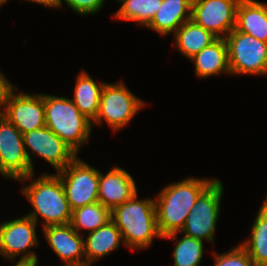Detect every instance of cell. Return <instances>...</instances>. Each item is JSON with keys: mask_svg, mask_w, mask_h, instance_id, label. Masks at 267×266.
Returning <instances> with one entry per match:
<instances>
[{"mask_svg": "<svg viewBox=\"0 0 267 266\" xmlns=\"http://www.w3.org/2000/svg\"><path fill=\"white\" fill-rule=\"evenodd\" d=\"M216 179L185 178L164 187L155 201L157 227L162 238L175 241L199 196Z\"/></svg>", "mask_w": 267, "mask_h": 266, "instance_id": "obj_1", "label": "cell"}, {"mask_svg": "<svg viewBox=\"0 0 267 266\" xmlns=\"http://www.w3.org/2000/svg\"><path fill=\"white\" fill-rule=\"evenodd\" d=\"M137 196L136 193L111 211V220L120 230L123 243L132 250L148 248L153 237L162 238L157 227L155 200H138Z\"/></svg>", "mask_w": 267, "mask_h": 266, "instance_id": "obj_2", "label": "cell"}, {"mask_svg": "<svg viewBox=\"0 0 267 266\" xmlns=\"http://www.w3.org/2000/svg\"><path fill=\"white\" fill-rule=\"evenodd\" d=\"M34 210L26 216L38 223L42 217V227L65 225L71 222L72 210L67 201L63 184L57 174H44L22 188Z\"/></svg>", "mask_w": 267, "mask_h": 266, "instance_id": "obj_3", "label": "cell"}, {"mask_svg": "<svg viewBox=\"0 0 267 266\" xmlns=\"http://www.w3.org/2000/svg\"><path fill=\"white\" fill-rule=\"evenodd\" d=\"M45 126L54 132L77 155L88 141L92 122L70 98L44 94Z\"/></svg>", "mask_w": 267, "mask_h": 266, "instance_id": "obj_4", "label": "cell"}, {"mask_svg": "<svg viewBox=\"0 0 267 266\" xmlns=\"http://www.w3.org/2000/svg\"><path fill=\"white\" fill-rule=\"evenodd\" d=\"M144 104L122 82L105 83L100 95L99 111L92 126L100 125L105 119L114 131H119L129 124Z\"/></svg>", "mask_w": 267, "mask_h": 266, "instance_id": "obj_5", "label": "cell"}, {"mask_svg": "<svg viewBox=\"0 0 267 266\" xmlns=\"http://www.w3.org/2000/svg\"><path fill=\"white\" fill-rule=\"evenodd\" d=\"M231 74L267 75V42L237 31L225 37Z\"/></svg>", "mask_w": 267, "mask_h": 266, "instance_id": "obj_6", "label": "cell"}, {"mask_svg": "<svg viewBox=\"0 0 267 266\" xmlns=\"http://www.w3.org/2000/svg\"><path fill=\"white\" fill-rule=\"evenodd\" d=\"M56 174L63 184L64 192L72 211L76 208L99 202V171L78 158V155Z\"/></svg>", "mask_w": 267, "mask_h": 266, "instance_id": "obj_7", "label": "cell"}, {"mask_svg": "<svg viewBox=\"0 0 267 266\" xmlns=\"http://www.w3.org/2000/svg\"><path fill=\"white\" fill-rule=\"evenodd\" d=\"M223 191L222 182L216 179L199 196L180 232L192 238L213 243Z\"/></svg>", "mask_w": 267, "mask_h": 266, "instance_id": "obj_8", "label": "cell"}, {"mask_svg": "<svg viewBox=\"0 0 267 266\" xmlns=\"http://www.w3.org/2000/svg\"><path fill=\"white\" fill-rule=\"evenodd\" d=\"M0 174L14 180L34 178L23 142V134L0 114Z\"/></svg>", "mask_w": 267, "mask_h": 266, "instance_id": "obj_9", "label": "cell"}, {"mask_svg": "<svg viewBox=\"0 0 267 266\" xmlns=\"http://www.w3.org/2000/svg\"><path fill=\"white\" fill-rule=\"evenodd\" d=\"M36 225L37 223L26 215L2 222L0 224V255L5 259L14 260L15 257L23 254L18 261L38 262L36 253L30 249L39 245Z\"/></svg>", "mask_w": 267, "mask_h": 266, "instance_id": "obj_10", "label": "cell"}, {"mask_svg": "<svg viewBox=\"0 0 267 266\" xmlns=\"http://www.w3.org/2000/svg\"><path fill=\"white\" fill-rule=\"evenodd\" d=\"M239 2L240 0H193L191 20L216 37L225 38L235 28Z\"/></svg>", "mask_w": 267, "mask_h": 266, "instance_id": "obj_11", "label": "cell"}, {"mask_svg": "<svg viewBox=\"0 0 267 266\" xmlns=\"http://www.w3.org/2000/svg\"><path fill=\"white\" fill-rule=\"evenodd\" d=\"M23 142L33 173V162L29 152L35 153L37 157H43L57 172L63 170L77 156L66 143L46 126L23 134ZM27 148H30V151Z\"/></svg>", "mask_w": 267, "mask_h": 266, "instance_id": "obj_12", "label": "cell"}, {"mask_svg": "<svg viewBox=\"0 0 267 266\" xmlns=\"http://www.w3.org/2000/svg\"><path fill=\"white\" fill-rule=\"evenodd\" d=\"M22 134L45 126L44 94L9 93L2 113Z\"/></svg>", "mask_w": 267, "mask_h": 266, "instance_id": "obj_13", "label": "cell"}, {"mask_svg": "<svg viewBox=\"0 0 267 266\" xmlns=\"http://www.w3.org/2000/svg\"><path fill=\"white\" fill-rule=\"evenodd\" d=\"M43 232L50 247L63 260L64 265L86 266L84 239L70 223L46 226Z\"/></svg>", "mask_w": 267, "mask_h": 266, "instance_id": "obj_14", "label": "cell"}, {"mask_svg": "<svg viewBox=\"0 0 267 266\" xmlns=\"http://www.w3.org/2000/svg\"><path fill=\"white\" fill-rule=\"evenodd\" d=\"M137 193L133 177L123 168L114 167L107 174L99 172L98 200L112 211Z\"/></svg>", "mask_w": 267, "mask_h": 266, "instance_id": "obj_15", "label": "cell"}, {"mask_svg": "<svg viewBox=\"0 0 267 266\" xmlns=\"http://www.w3.org/2000/svg\"><path fill=\"white\" fill-rule=\"evenodd\" d=\"M235 29L267 42V4L256 0H240Z\"/></svg>", "mask_w": 267, "mask_h": 266, "instance_id": "obj_16", "label": "cell"}, {"mask_svg": "<svg viewBox=\"0 0 267 266\" xmlns=\"http://www.w3.org/2000/svg\"><path fill=\"white\" fill-rule=\"evenodd\" d=\"M189 60L195 63V74L197 77L207 78L224 72L231 74L228 46L225 38H217Z\"/></svg>", "mask_w": 267, "mask_h": 266, "instance_id": "obj_17", "label": "cell"}, {"mask_svg": "<svg viewBox=\"0 0 267 266\" xmlns=\"http://www.w3.org/2000/svg\"><path fill=\"white\" fill-rule=\"evenodd\" d=\"M193 0H163L160 9L146 26L160 35H167L191 20Z\"/></svg>", "mask_w": 267, "mask_h": 266, "instance_id": "obj_18", "label": "cell"}, {"mask_svg": "<svg viewBox=\"0 0 267 266\" xmlns=\"http://www.w3.org/2000/svg\"><path fill=\"white\" fill-rule=\"evenodd\" d=\"M122 241L121 232L112 220L88 233L86 240L84 239L86 266H91L97 259L117 250Z\"/></svg>", "mask_w": 267, "mask_h": 266, "instance_id": "obj_19", "label": "cell"}, {"mask_svg": "<svg viewBox=\"0 0 267 266\" xmlns=\"http://www.w3.org/2000/svg\"><path fill=\"white\" fill-rule=\"evenodd\" d=\"M104 82L96 83L86 71H82L76 78L74 99H71L80 112L93 122L99 111L100 95Z\"/></svg>", "mask_w": 267, "mask_h": 266, "instance_id": "obj_20", "label": "cell"}, {"mask_svg": "<svg viewBox=\"0 0 267 266\" xmlns=\"http://www.w3.org/2000/svg\"><path fill=\"white\" fill-rule=\"evenodd\" d=\"M175 45L186 58L190 59L218 37L192 20L184 22L174 33Z\"/></svg>", "mask_w": 267, "mask_h": 266, "instance_id": "obj_21", "label": "cell"}, {"mask_svg": "<svg viewBox=\"0 0 267 266\" xmlns=\"http://www.w3.org/2000/svg\"><path fill=\"white\" fill-rule=\"evenodd\" d=\"M241 245L256 266H267V195L251 227L250 239Z\"/></svg>", "mask_w": 267, "mask_h": 266, "instance_id": "obj_22", "label": "cell"}, {"mask_svg": "<svg viewBox=\"0 0 267 266\" xmlns=\"http://www.w3.org/2000/svg\"><path fill=\"white\" fill-rule=\"evenodd\" d=\"M111 220V211L100 202L88 204L72 211L70 224L79 234L81 229L93 232Z\"/></svg>", "mask_w": 267, "mask_h": 266, "instance_id": "obj_23", "label": "cell"}, {"mask_svg": "<svg viewBox=\"0 0 267 266\" xmlns=\"http://www.w3.org/2000/svg\"><path fill=\"white\" fill-rule=\"evenodd\" d=\"M162 2L163 0H123L120 9L113 16L120 20L136 21L146 27Z\"/></svg>", "mask_w": 267, "mask_h": 266, "instance_id": "obj_24", "label": "cell"}, {"mask_svg": "<svg viewBox=\"0 0 267 266\" xmlns=\"http://www.w3.org/2000/svg\"><path fill=\"white\" fill-rule=\"evenodd\" d=\"M182 234L174 247L172 266H199L204 253L203 241Z\"/></svg>", "mask_w": 267, "mask_h": 266, "instance_id": "obj_25", "label": "cell"}, {"mask_svg": "<svg viewBox=\"0 0 267 266\" xmlns=\"http://www.w3.org/2000/svg\"><path fill=\"white\" fill-rule=\"evenodd\" d=\"M214 256L216 261L214 266H256L241 244L223 254L214 252Z\"/></svg>", "mask_w": 267, "mask_h": 266, "instance_id": "obj_26", "label": "cell"}, {"mask_svg": "<svg viewBox=\"0 0 267 266\" xmlns=\"http://www.w3.org/2000/svg\"><path fill=\"white\" fill-rule=\"evenodd\" d=\"M64 2L76 13L89 15L97 13L105 0H64Z\"/></svg>", "mask_w": 267, "mask_h": 266, "instance_id": "obj_27", "label": "cell"}, {"mask_svg": "<svg viewBox=\"0 0 267 266\" xmlns=\"http://www.w3.org/2000/svg\"><path fill=\"white\" fill-rule=\"evenodd\" d=\"M14 88L15 87L5 78L3 73L0 72V114L3 113L2 109L5 108L8 95Z\"/></svg>", "mask_w": 267, "mask_h": 266, "instance_id": "obj_28", "label": "cell"}, {"mask_svg": "<svg viewBox=\"0 0 267 266\" xmlns=\"http://www.w3.org/2000/svg\"><path fill=\"white\" fill-rule=\"evenodd\" d=\"M26 1H32L34 3L42 4L47 7H53V8H60L62 4V0H26Z\"/></svg>", "mask_w": 267, "mask_h": 266, "instance_id": "obj_29", "label": "cell"}, {"mask_svg": "<svg viewBox=\"0 0 267 266\" xmlns=\"http://www.w3.org/2000/svg\"><path fill=\"white\" fill-rule=\"evenodd\" d=\"M37 264L35 261H18L15 266H37Z\"/></svg>", "mask_w": 267, "mask_h": 266, "instance_id": "obj_30", "label": "cell"}, {"mask_svg": "<svg viewBox=\"0 0 267 266\" xmlns=\"http://www.w3.org/2000/svg\"><path fill=\"white\" fill-rule=\"evenodd\" d=\"M6 1H8V0H0V6L3 5L4 3H6Z\"/></svg>", "mask_w": 267, "mask_h": 266, "instance_id": "obj_31", "label": "cell"}]
</instances>
